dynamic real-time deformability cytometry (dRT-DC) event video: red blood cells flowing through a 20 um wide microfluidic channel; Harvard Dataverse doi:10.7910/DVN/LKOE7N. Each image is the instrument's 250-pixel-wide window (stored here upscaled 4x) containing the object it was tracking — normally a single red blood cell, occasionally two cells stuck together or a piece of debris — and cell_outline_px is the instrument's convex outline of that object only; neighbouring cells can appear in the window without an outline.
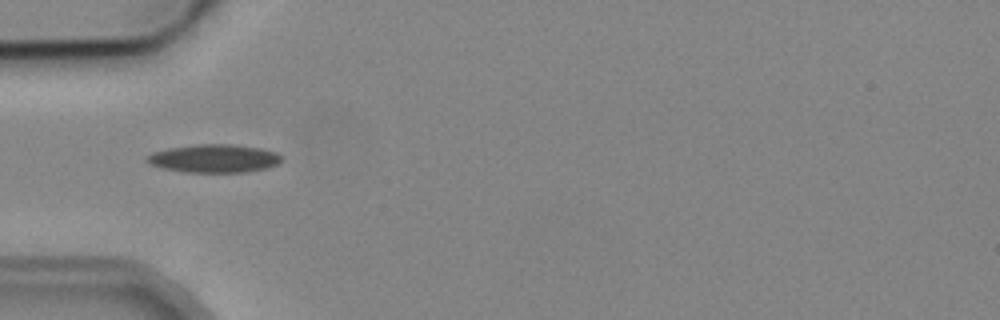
{"species": "common noctule bat (a hibernating species)", "species_latin": "Nyctalus noctula", "temperature_condition": "cold", "stored_images_in_passage": 2, "camera_frame_rate_fps": 3000, "um_per_image_px": 0.085, "animal": {"sex": "male", "body_mass_g": 19.2, "forearm_length_mm": 51.8}, "frame": {"image": 1, "passage_image": 2, "time_ms": 1.667, "image_size_px": [1000, 320], "cell_outline_px": [[280, 164], [268, 168], [244, 172], [184, 172], [164, 168], [152, 164], [144, 160], [144, 156], [152, 152], [168, 148], [196, 144], [232, 144], [260, 148], [276, 152], [280, 156]], "centroid_in_image_um": [18.18, 13.46], "position_along_channel_um": 66.8, "area_um2": 22.2}}